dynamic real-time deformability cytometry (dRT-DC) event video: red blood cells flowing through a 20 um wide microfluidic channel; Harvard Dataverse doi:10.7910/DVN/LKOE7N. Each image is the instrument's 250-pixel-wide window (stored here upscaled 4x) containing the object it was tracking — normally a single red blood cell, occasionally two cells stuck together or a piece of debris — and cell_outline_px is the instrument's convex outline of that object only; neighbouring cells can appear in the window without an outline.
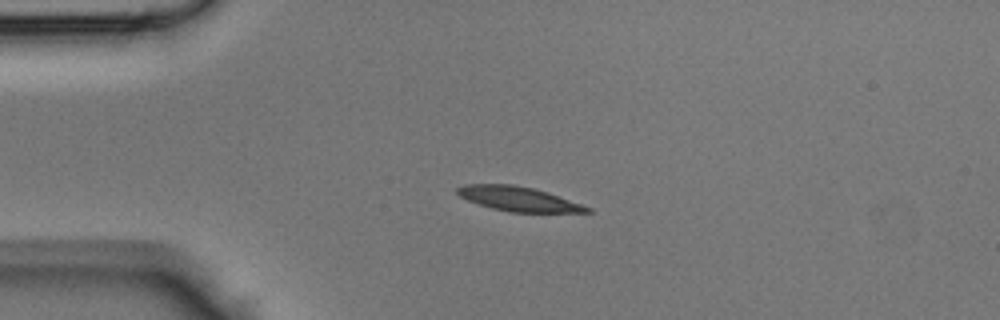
{"species": "Egyptian fruit bat (a non-hibernating species)", "species_latin": "Rousettus aegyptiacus", "temperature_condition": "room temperature", "stored_images_in_passage": 35, "camera_frame_rate_fps": 3000, "um_per_image_px": 0.085, "animal": {"sex": "male"}, "frame": {"image": 1, "passage_image": 1, "time_ms": 0.0, "image_size_px": [1000, 320], "cell_outline_px": [[592, 212], [508, 212], [492, 208], [468, 200], [460, 196], [456, 192], [456, 188], [464, 184], [512, 184], [532, 188], [548, 192], [592, 208]], "centroid_in_image_um": [44.06, 16.9], "position_along_channel_um": 40.9, "area_um2": 18.38}}
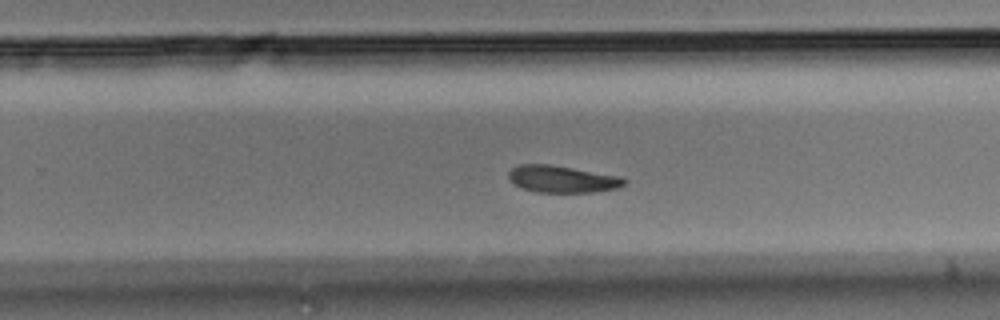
{"frame": {"image": 2, "passage_image": 19, "time_ms": 6.0, "image_size_px": [1000, 320], "cell_outline_px": [[628, 180], [624, 184], [616, 188], [592, 192], [536, 192], [512, 184], [508, 176], [508, 172], [512, 168], [520, 164], [548, 164], [620, 176]], "centroid_in_image_um": [47.75, 15.22], "position_along_channel_um": 282.0, "area_um2": 18.03}}
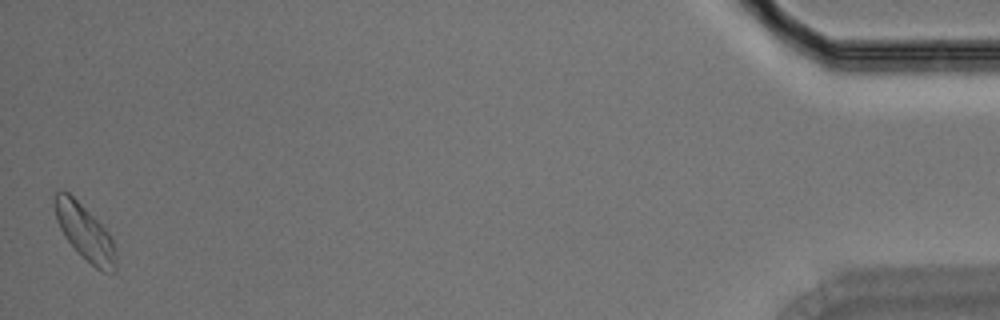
{"frame": {"image": 3, "passage_image": 35, "time_ms": 11.333, "image_size_px": [1000, 320], "cell_outline_px": [[116, 272], [104, 272], [96, 268], [64, 236], [56, 220], [52, 200], [56, 192], [64, 188], [112, 236], [116, 252]], "centroid_in_image_um": [7.2, 19.72], "position_along_channel_um": 428.0, "area_um2": 19.48}}